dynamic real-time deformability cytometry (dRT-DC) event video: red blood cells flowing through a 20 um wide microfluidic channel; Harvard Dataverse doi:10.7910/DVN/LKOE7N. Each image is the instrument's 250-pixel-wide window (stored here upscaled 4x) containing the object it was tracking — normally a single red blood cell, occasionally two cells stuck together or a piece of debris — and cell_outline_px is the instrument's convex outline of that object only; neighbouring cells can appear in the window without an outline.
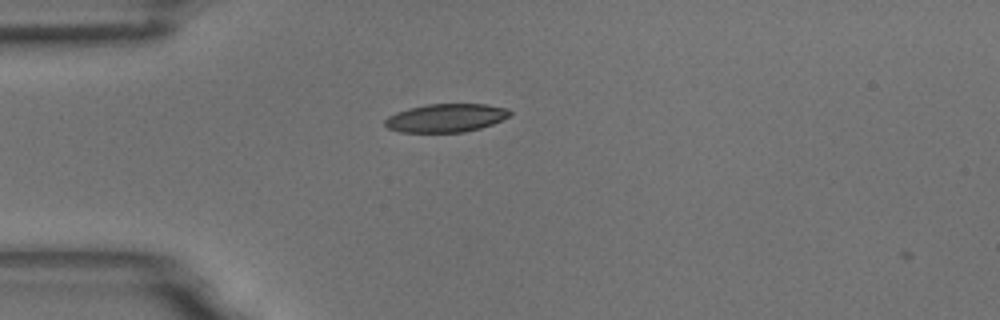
{"species": "common noctule bat (a hibernating species)", "species_latin": "Nyctalus noctula", "temperature_condition": "room temperature", "stored_images_in_passage": 4, "camera_frame_rate_fps": 3000, "um_per_image_px": 0.085, "animal": {"sex": "male", "body_mass_g": 18.8}, "frame": {"image": 1, "passage_image": 3, "time_ms": 0.667, "image_size_px": [1000, 320], "cell_outline_px": [[512, 116], [492, 124], [480, 128], [464, 132], [400, 132], [388, 128], [384, 124], [384, 120], [388, 116], [396, 112], [408, 108], [428, 104], [488, 104], [508, 108], [512, 112]], "centroid_in_image_um": [37.93, 10.02], "position_along_channel_um": 47.1, "area_um2": 20.81}}